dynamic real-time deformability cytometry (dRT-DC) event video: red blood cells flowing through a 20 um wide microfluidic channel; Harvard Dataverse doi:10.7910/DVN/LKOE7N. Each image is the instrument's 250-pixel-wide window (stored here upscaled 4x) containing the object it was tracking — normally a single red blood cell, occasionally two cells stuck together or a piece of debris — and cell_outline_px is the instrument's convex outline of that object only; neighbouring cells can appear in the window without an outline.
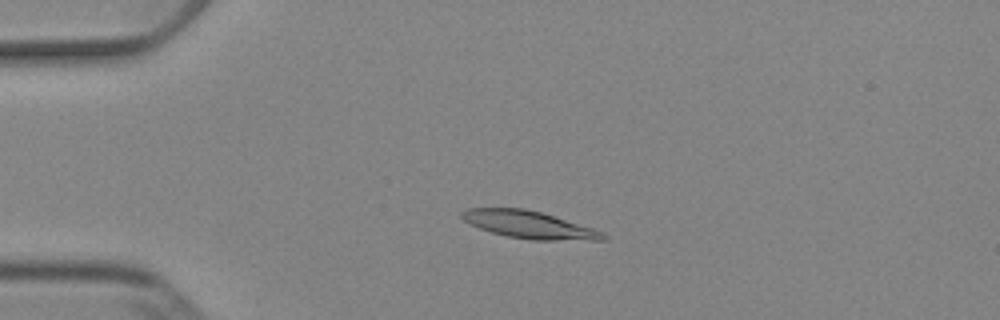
{"species": "Egyptian fruit bat (a non-hibernating species)", "species_latin": "Rousettus aegyptiacus", "temperature_condition": "cold", "stored_images_in_passage": 5, "camera_frame_rate_fps": 3000, "um_per_image_px": 0.085, "animal": {"sex": "female"}, "frame": {"image": 1, "passage_image": 4, "time_ms": 3.667, "image_size_px": [1000, 320], "cell_outline_px": [[608, 240], [532, 240], [508, 236], [492, 232], [480, 228], [464, 220], [460, 216], [460, 212], [468, 208], [524, 208], [540, 212], [592, 228], [604, 232], [608, 236]], "centroid_in_image_um": [44.99, 19.1], "position_along_channel_um": 40.0, "area_um2": 22.31}}